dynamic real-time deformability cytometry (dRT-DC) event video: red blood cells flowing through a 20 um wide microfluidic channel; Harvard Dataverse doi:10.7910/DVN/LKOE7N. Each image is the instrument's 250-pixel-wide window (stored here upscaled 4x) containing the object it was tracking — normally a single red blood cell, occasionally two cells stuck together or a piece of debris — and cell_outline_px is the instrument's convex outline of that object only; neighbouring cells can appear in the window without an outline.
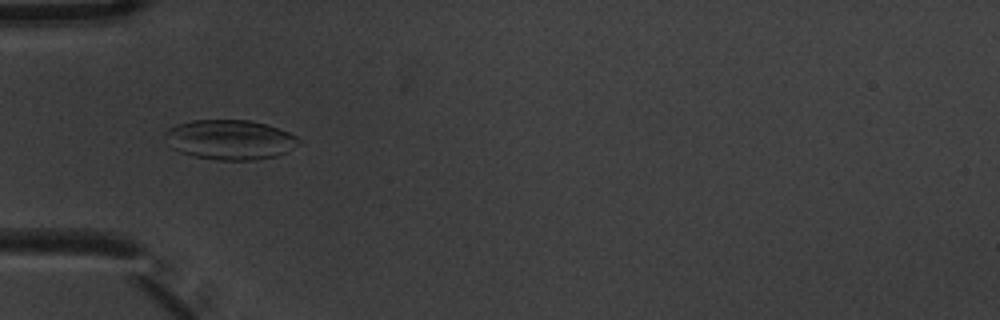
{"species": "common noctule bat (a hibernating species)", "species_latin": "Nyctalus noctula", "temperature_condition": "warm", "stored_images_in_passage": 6, "camera_frame_rate_fps": 3000, "um_per_image_px": 0.085, "animal": {"sex": "male", "body_mass_g": 20.1, "forearm_length_mm": 53.5}, "frame": {"image": 1, "passage_image": 5, "time_ms": 1.333, "image_size_px": [1000, 320], "cell_outline_px": [[300, 144], [276, 156], [252, 160], [216, 160], [196, 156], [180, 152], [172, 148], [164, 136], [164, 132], [168, 128], [176, 124], [192, 120], [248, 120], [268, 124], [288, 132], [296, 136], [300, 140]], "centroid_in_image_um": [19.53, 11.86], "position_along_channel_um": 65.5, "area_um2": 30.98}}